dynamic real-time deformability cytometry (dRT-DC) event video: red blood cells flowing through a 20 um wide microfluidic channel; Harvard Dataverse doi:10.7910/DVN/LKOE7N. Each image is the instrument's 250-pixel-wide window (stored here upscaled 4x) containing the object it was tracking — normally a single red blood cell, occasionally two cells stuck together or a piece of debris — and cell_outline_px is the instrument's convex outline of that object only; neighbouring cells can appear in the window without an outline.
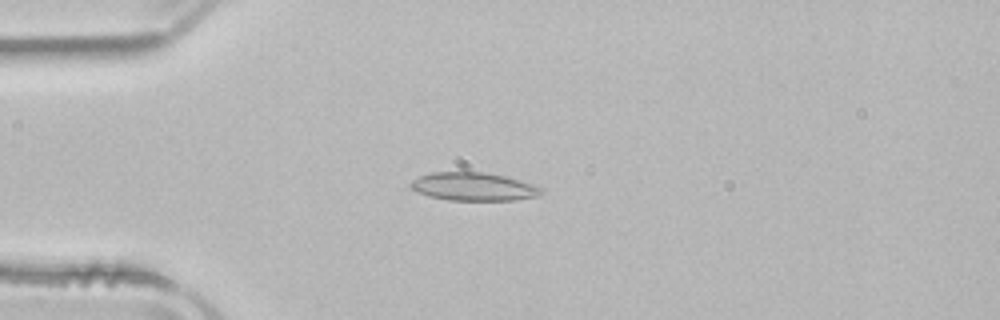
{"species": "common noctule bat (a hibernating species)", "species_latin": "Nyctalus noctula", "temperature_condition": "room temperature", "stored_images_in_passage": 44, "camera_frame_rate_fps": 3000, "um_per_image_px": 0.085, "animal": {"sex": "male", "body_mass_g": 21.5, "forearm_length_mm": 52.0}, "frame": {"image": 1, "passage_image": 6, "time_ms": 1.667, "image_size_px": [1000, 320], "cell_outline_px": [[544, 192], [536, 196], [512, 200], [448, 200], [428, 196], [412, 188], [408, 184], [412, 180], [420, 176], [432, 172], [484, 172], [504, 176], [536, 184], [544, 188]], "centroid_in_image_um": [40.29, 15.86], "position_along_channel_um": 44.7, "area_um2": 21.44}}
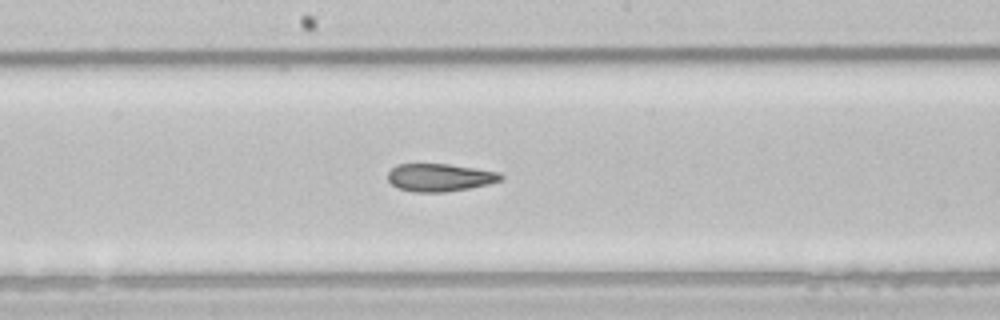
{"frame": {"image": 2, "passage_image": 20, "time_ms": 6.333, "image_size_px": [1000, 320], "cell_outline_px": [[504, 176], [500, 180], [488, 184], [468, 188], [444, 192], [412, 192], [400, 188], [392, 184], [388, 180], [388, 172], [396, 164], [448, 164], [500, 172]], "centroid_in_image_um": [37.37, 15.08], "position_along_channel_um": 210.8, "area_um2": 18.15}}
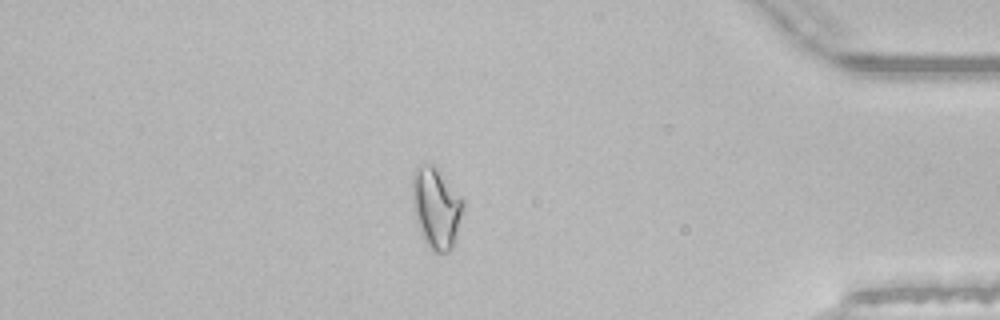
{"frame": {"image": 3, "passage_image": 37, "time_ms": 12.0, "image_size_px": [1000, 320], "cell_outline_px": [[464, 204], [456, 232], [452, 244], [448, 252], [432, 252], [428, 248], [424, 240], [416, 216], [412, 200], [412, 180], [416, 168], [428, 164], [432, 164], [436, 168], [464, 200]], "centroid_in_image_um": [37.06, 17.67], "position_along_channel_um": 398.1, "area_um2": 23.06}, "authors_computed_cell_mechanics": {"area_um2": 19.8254, "velocity_mm_per_s": 3.9468, "shape_relaxation_time_tau1_ms": null, "shape_relaxation_time_tau2_ms": 3.3812, "deformation_change_tau1": null, "deformation_change_tau2": 0.09}}